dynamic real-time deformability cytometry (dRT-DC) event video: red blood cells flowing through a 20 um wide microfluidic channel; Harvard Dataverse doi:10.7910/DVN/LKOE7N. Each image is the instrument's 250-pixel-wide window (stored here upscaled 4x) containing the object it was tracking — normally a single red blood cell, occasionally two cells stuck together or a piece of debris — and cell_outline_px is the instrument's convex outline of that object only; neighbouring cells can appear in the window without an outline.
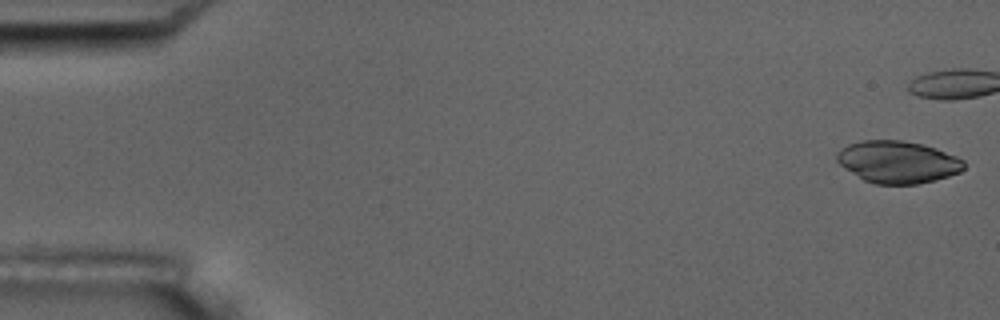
{"species": "common noctule bat (a hibernating species)", "species_latin": "Nyctalus noctula", "temperature_condition": "room temperature", "stored_images_in_passage": 6, "camera_frame_rate_fps": 3000, "um_per_image_px": 0.085, "animal": {"sex": "male", "body_mass_g": 17.5, "forearm_length_mm": 52.3}, "frame": {"image": 1, "passage_image": 1, "time_ms": 0.0, "image_size_px": [1000, 320], "cell_outline_px": [[964, 168], [960, 172], [936, 180], [916, 184], [876, 184], [864, 180], [844, 168], [836, 160], [836, 152], [840, 148], [848, 144], [864, 140], [900, 140], [920, 144], [936, 148], [956, 156], [964, 160]], "centroid_in_image_um": [76.29, 13.77], "position_along_channel_um": 8.7, "area_um2": 31.21}}
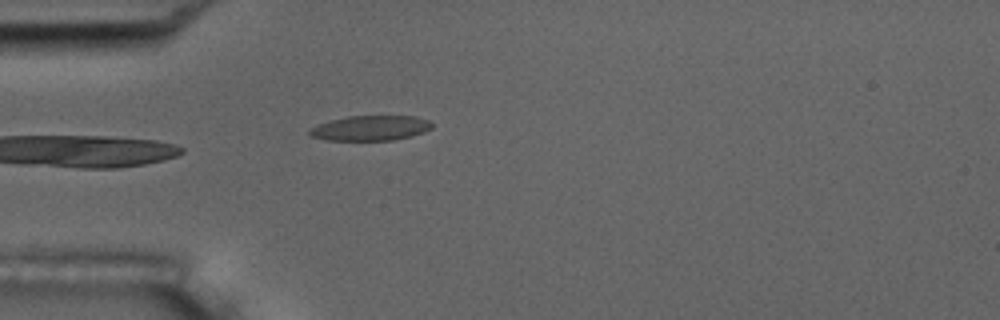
{"frame": {"image": 2, "passage_image": 6, "time_ms": 5.667, "image_size_px": [1000, 320], "cell_outline_px": [[432, 128], [424, 132], [412, 136], [392, 140], [328, 140], [312, 136], [308, 132], [312, 128], [320, 124], [332, 120], [348, 116], [416, 116], [428, 120], [432, 124]], "centroid_in_image_um": [31.55, 10.88], "position_along_channel_um": 53.5, "area_um2": 17.63}}